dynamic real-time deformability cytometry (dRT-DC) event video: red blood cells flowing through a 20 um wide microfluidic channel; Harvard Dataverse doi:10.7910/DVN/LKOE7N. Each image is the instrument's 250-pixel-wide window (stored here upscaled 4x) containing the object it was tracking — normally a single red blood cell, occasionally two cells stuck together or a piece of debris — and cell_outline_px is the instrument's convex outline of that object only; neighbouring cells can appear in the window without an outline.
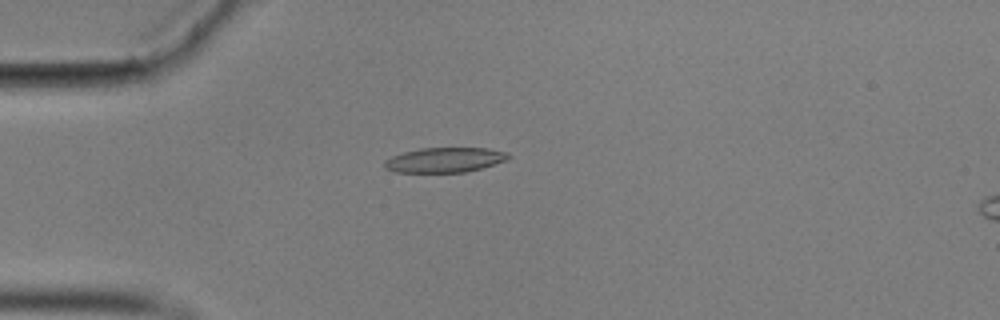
{"species": "common noctule bat (a hibernating species)", "species_latin": "Nyctalus noctula", "temperature_condition": "cold", "stored_images_in_passage": 57, "camera_frame_rate_fps": 3000, "um_per_image_px": 0.085, "animal": {"sex": "male", "body_mass_g": 17.9}, "frame": {"image": 1, "passage_image": 15, "time_ms": 4.667, "image_size_px": [1000, 320], "cell_outline_px": [[512, 156], [508, 160], [480, 168], [464, 172], [396, 172], [384, 168], [384, 160], [392, 156], [404, 152], [420, 148], [488, 148], [508, 152]], "centroid_in_image_um": [37.82, 13.59], "position_along_channel_um": 47.2, "area_um2": 17.98}}
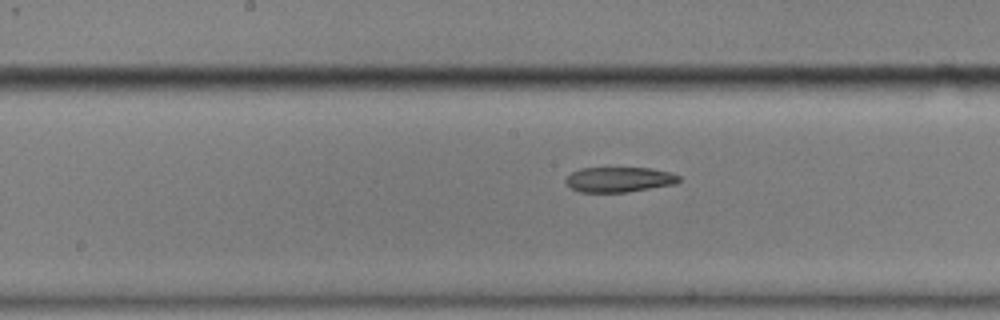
{"frame": {"image": 2, "passage_image": 29, "time_ms": 9.333, "image_size_px": [1000, 320], "cell_outline_px": [[680, 180], [676, 184], [628, 192], [580, 192], [572, 188], [564, 180], [572, 172], [580, 168], [652, 168], [672, 172], [680, 176]], "centroid_in_image_um": [52.67, 15.26], "position_along_channel_um": 195.5, "area_um2": 16.65}}
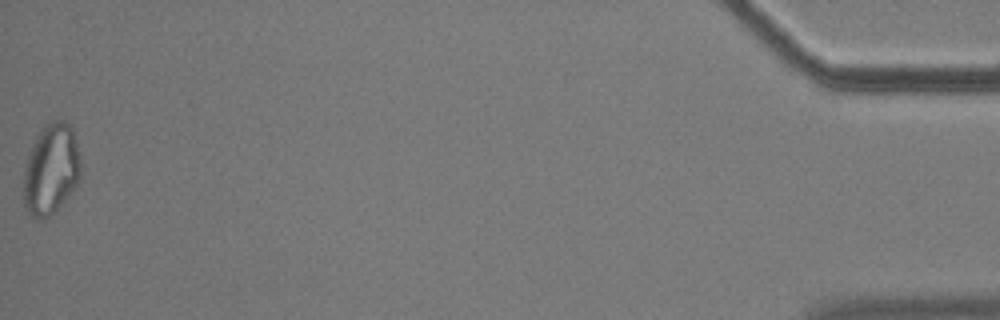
{"frame": {"image": 3, "passage_image": 57, "time_ms": 18.667, "image_size_px": [1000, 320], "cell_outline_px": [[80, 176], [76, 184], [68, 196], [56, 212], [40, 220], [32, 216], [24, 204], [24, 172], [28, 156], [44, 124], [52, 120], [64, 120], [72, 128], [80, 156]], "centroid_in_image_um": [4.35, 14.4], "position_along_channel_um": 430.8, "area_um2": 29.82}}